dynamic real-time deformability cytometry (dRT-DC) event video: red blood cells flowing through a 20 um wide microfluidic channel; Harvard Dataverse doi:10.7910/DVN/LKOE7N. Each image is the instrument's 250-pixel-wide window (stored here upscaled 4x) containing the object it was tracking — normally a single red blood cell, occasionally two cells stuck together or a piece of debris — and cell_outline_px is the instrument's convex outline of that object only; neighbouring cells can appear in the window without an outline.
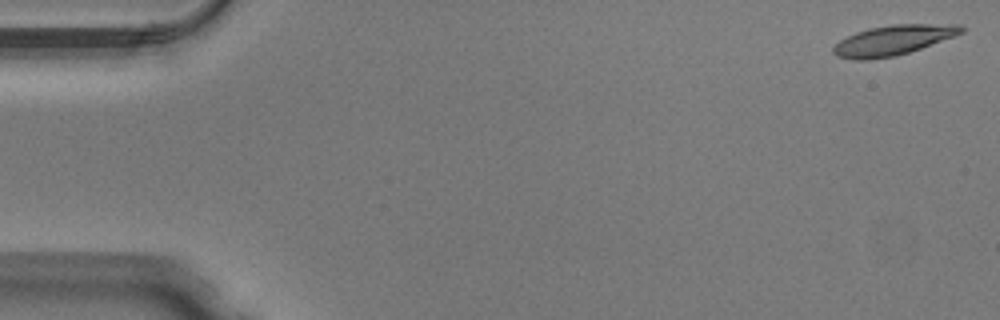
{"species": "Egyptian fruit bat (a non-hibernating species)", "species_latin": "Rousettus aegyptiacus", "temperature_condition": "warm", "stored_images_in_passage": 50, "camera_frame_rate_fps": 3000, "um_per_image_px": 0.085, "animal": {"sex": "male"}, "frame": {"image": 1, "passage_image": 1, "time_ms": 0.0, "image_size_px": [1000, 320], "cell_outline_px": [[964, 32], [956, 36], [896, 56], [868, 60], [856, 60], [836, 56], [832, 52], [832, 48], [840, 40], [856, 32], [872, 28], [892, 24], [960, 24], [964, 28]], "centroid_in_image_um": [75.93, 3.42], "position_along_channel_um": 9.1, "area_um2": 22.31}}
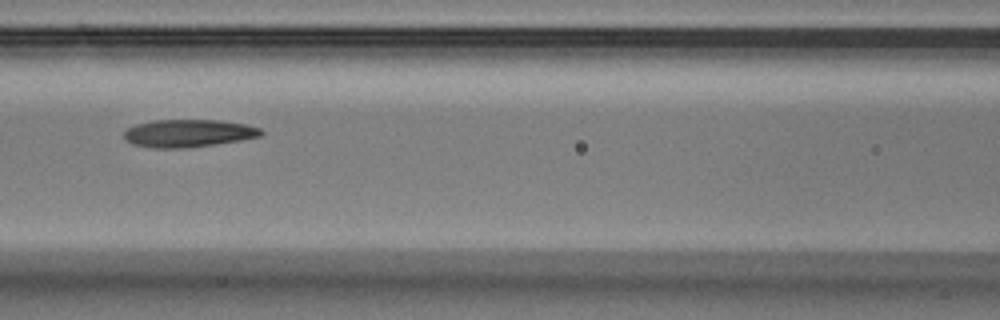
{"frame": {"image": 2, "passage_image": 22, "time_ms": 7.0, "image_size_px": [1000, 320], "cell_outline_px": [[264, 136], [216, 144], [188, 148], [152, 148], [132, 144], [124, 136], [124, 132], [128, 128], [136, 124], [156, 120], [220, 120], [248, 124], [260, 128], [264, 132]], "centroid_in_image_um": [16.07, 11.33], "position_along_channel_um": 150.5, "area_um2": 22.25}}
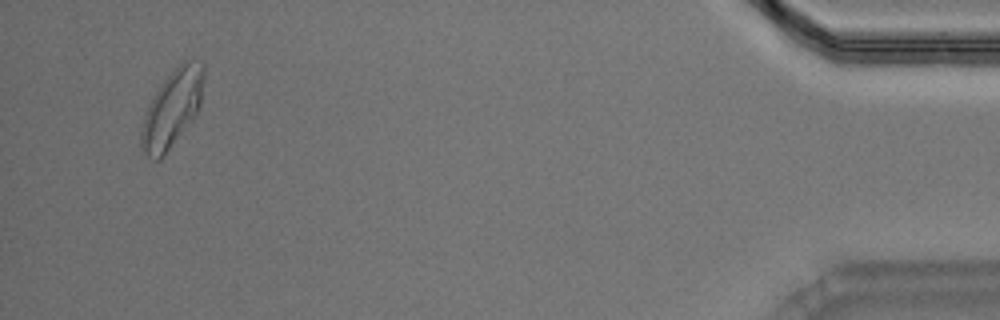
{"frame": {"image": 3, "passage_image": 48, "time_ms": 15.667, "image_size_px": [1000, 320], "cell_outline_px": [[204, 76], [200, 104], [196, 112], [160, 160], [156, 160], [140, 152], [140, 132], [144, 116], [148, 104], [164, 80], [184, 60], [188, 60], [204, 64]], "centroid_in_image_um": [14.59, 9.25], "position_along_channel_um": 420.6, "area_um2": 27.34}, "authors_computed_cell_mechanics": {"area_um2": 22.4842, "velocity_mm_per_s": 4.0001, "shape_relaxation_time_tau1_ms": 10.7445, "shape_relaxation_time_tau2_ms": 3.029, "deformation_change_tau1": 0.2396, "deformation_change_tau2": 0.1087}}